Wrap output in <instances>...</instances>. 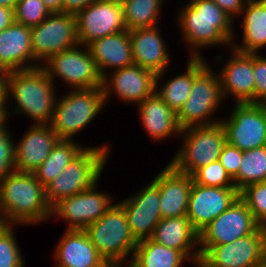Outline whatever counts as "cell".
Wrapping results in <instances>:
<instances>
[{
    "label": "cell",
    "mask_w": 266,
    "mask_h": 267,
    "mask_svg": "<svg viewBox=\"0 0 266 267\" xmlns=\"http://www.w3.org/2000/svg\"><path fill=\"white\" fill-rule=\"evenodd\" d=\"M176 21L190 58H205L201 51L208 47L230 48L233 39L239 38L234 20L212 0H189Z\"/></svg>",
    "instance_id": "1"
},
{
    "label": "cell",
    "mask_w": 266,
    "mask_h": 267,
    "mask_svg": "<svg viewBox=\"0 0 266 267\" xmlns=\"http://www.w3.org/2000/svg\"><path fill=\"white\" fill-rule=\"evenodd\" d=\"M55 87V83L42 66L8 72L9 118L12 114L15 117L26 115L32 120L30 124H50L58 98ZM13 101L16 106H11Z\"/></svg>",
    "instance_id": "2"
},
{
    "label": "cell",
    "mask_w": 266,
    "mask_h": 267,
    "mask_svg": "<svg viewBox=\"0 0 266 267\" xmlns=\"http://www.w3.org/2000/svg\"><path fill=\"white\" fill-rule=\"evenodd\" d=\"M0 214L4 224L27 227L51 220L45 187L34 173L14 171L0 182Z\"/></svg>",
    "instance_id": "3"
},
{
    "label": "cell",
    "mask_w": 266,
    "mask_h": 267,
    "mask_svg": "<svg viewBox=\"0 0 266 267\" xmlns=\"http://www.w3.org/2000/svg\"><path fill=\"white\" fill-rule=\"evenodd\" d=\"M213 70L215 69L210 67L206 58H193L191 93L177 113V122L181 130L194 126L213 125L221 121L215 114L222 109L219 107L225 100L222 96L218 71Z\"/></svg>",
    "instance_id": "4"
},
{
    "label": "cell",
    "mask_w": 266,
    "mask_h": 267,
    "mask_svg": "<svg viewBox=\"0 0 266 267\" xmlns=\"http://www.w3.org/2000/svg\"><path fill=\"white\" fill-rule=\"evenodd\" d=\"M112 148L104 143L87 146L45 187L46 202L52 208L60 200L90 189L100 181Z\"/></svg>",
    "instance_id": "5"
},
{
    "label": "cell",
    "mask_w": 266,
    "mask_h": 267,
    "mask_svg": "<svg viewBox=\"0 0 266 267\" xmlns=\"http://www.w3.org/2000/svg\"><path fill=\"white\" fill-rule=\"evenodd\" d=\"M84 231L110 266H125L127 261L130 264L138 242L131 234L125 210L118 201Z\"/></svg>",
    "instance_id": "6"
},
{
    "label": "cell",
    "mask_w": 266,
    "mask_h": 267,
    "mask_svg": "<svg viewBox=\"0 0 266 267\" xmlns=\"http://www.w3.org/2000/svg\"><path fill=\"white\" fill-rule=\"evenodd\" d=\"M105 105L102 87L70 89L57 98L50 126L60 140H74L96 120Z\"/></svg>",
    "instance_id": "7"
},
{
    "label": "cell",
    "mask_w": 266,
    "mask_h": 267,
    "mask_svg": "<svg viewBox=\"0 0 266 267\" xmlns=\"http://www.w3.org/2000/svg\"><path fill=\"white\" fill-rule=\"evenodd\" d=\"M181 146L169 164L178 172L192 175L197 169L216 160L227 143L226 131L221 123L182 129Z\"/></svg>",
    "instance_id": "8"
},
{
    "label": "cell",
    "mask_w": 266,
    "mask_h": 267,
    "mask_svg": "<svg viewBox=\"0 0 266 267\" xmlns=\"http://www.w3.org/2000/svg\"><path fill=\"white\" fill-rule=\"evenodd\" d=\"M41 66L55 84L62 82L65 84L62 86L68 85L69 89H92L103 85V77L85 45L78 44L57 53Z\"/></svg>",
    "instance_id": "9"
},
{
    "label": "cell",
    "mask_w": 266,
    "mask_h": 267,
    "mask_svg": "<svg viewBox=\"0 0 266 267\" xmlns=\"http://www.w3.org/2000/svg\"><path fill=\"white\" fill-rule=\"evenodd\" d=\"M78 44L75 13L53 12L39 25L31 27L33 57L40 66L51 56Z\"/></svg>",
    "instance_id": "10"
},
{
    "label": "cell",
    "mask_w": 266,
    "mask_h": 267,
    "mask_svg": "<svg viewBox=\"0 0 266 267\" xmlns=\"http://www.w3.org/2000/svg\"><path fill=\"white\" fill-rule=\"evenodd\" d=\"M230 115L221 117L227 142L242 151L266 145V104L235 103Z\"/></svg>",
    "instance_id": "11"
},
{
    "label": "cell",
    "mask_w": 266,
    "mask_h": 267,
    "mask_svg": "<svg viewBox=\"0 0 266 267\" xmlns=\"http://www.w3.org/2000/svg\"><path fill=\"white\" fill-rule=\"evenodd\" d=\"M100 182L90 189L64 198L51 208V220L60 218L68 224L65 230H85L96 222L112 205L109 192L99 191Z\"/></svg>",
    "instance_id": "12"
},
{
    "label": "cell",
    "mask_w": 266,
    "mask_h": 267,
    "mask_svg": "<svg viewBox=\"0 0 266 267\" xmlns=\"http://www.w3.org/2000/svg\"><path fill=\"white\" fill-rule=\"evenodd\" d=\"M260 226L239 197L199 232V254L202 255L210 246L231 243L252 234Z\"/></svg>",
    "instance_id": "13"
},
{
    "label": "cell",
    "mask_w": 266,
    "mask_h": 267,
    "mask_svg": "<svg viewBox=\"0 0 266 267\" xmlns=\"http://www.w3.org/2000/svg\"><path fill=\"white\" fill-rule=\"evenodd\" d=\"M79 44L127 30L121 0H96L75 13Z\"/></svg>",
    "instance_id": "14"
},
{
    "label": "cell",
    "mask_w": 266,
    "mask_h": 267,
    "mask_svg": "<svg viewBox=\"0 0 266 267\" xmlns=\"http://www.w3.org/2000/svg\"><path fill=\"white\" fill-rule=\"evenodd\" d=\"M102 88L106 104L114 94L120 101L137 107L155 93L156 74L133 63L106 74Z\"/></svg>",
    "instance_id": "15"
},
{
    "label": "cell",
    "mask_w": 266,
    "mask_h": 267,
    "mask_svg": "<svg viewBox=\"0 0 266 267\" xmlns=\"http://www.w3.org/2000/svg\"><path fill=\"white\" fill-rule=\"evenodd\" d=\"M266 252V227L237 240L210 246L202 255L219 267H262Z\"/></svg>",
    "instance_id": "16"
},
{
    "label": "cell",
    "mask_w": 266,
    "mask_h": 267,
    "mask_svg": "<svg viewBox=\"0 0 266 267\" xmlns=\"http://www.w3.org/2000/svg\"><path fill=\"white\" fill-rule=\"evenodd\" d=\"M229 51L227 60H224V54L215 58L216 62L225 63L218 72L223 99L227 101L231 96L234 103H255L253 53L239 52L232 47Z\"/></svg>",
    "instance_id": "17"
},
{
    "label": "cell",
    "mask_w": 266,
    "mask_h": 267,
    "mask_svg": "<svg viewBox=\"0 0 266 267\" xmlns=\"http://www.w3.org/2000/svg\"><path fill=\"white\" fill-rule=\"evenodd\" d=\"M119 203L125 210L134 239L139 242L150 238L162 219L158 186L151 180L134 195L119 200Z\"/></svg>",
    "instance_id": "18"
},
{
    "label": "cell",
    "mask_w": 266,
    "mask_h": 267,
    "mask_svg": "<svg viewBox=\"0 0 266 267\" xmlns=\"http://www.w3.org/2000/svg\"><path fill=\"white\" fill-rule=\"evenodd\" d=\"M238 198L239 190L236 187L203 186L193 182L186 216L200 232Z\"/></svg>",
    "instance_id": "19"
},
{
    "label": "cell",
    "mask_w": 266,
    "mask_h": 267,
    "mask_svg": "<svg viewBox=\"0 0 266 267\" xmlns=\"http://www.w3.org/2000/svg\"><path fill=\"white\" fill-rule=\"evenodd\" d=\"M19 142H14L16 172L34 173L60 140L50 124H31Z\"/></svg>",
    "instance_id": "20"
},
{
    "label": "cell",
    "mask_w": 266,
    "mask_h": 267,
    "mask_svg": "<svg viewBox=\"0 0 266 267\" xmlns=\"http://www.w3.org/2000/svg\"><path fill=\"white\" fill-rule=\"evenodd\" d=\"M152 181L159 188L162 219L186 216L192 176L176 171L168 163Z\"/></svg>",
    "instance_id": "21"
},
{
    "label": "cell",
    "mask_w": 266,
    "mask_h": 267,
    "mask_svg": "<svg viewBox=\"0 0 266 267\" xmlns=\"http://www.w3.org/2000/svg\"><path fill=\"white\" fill-rule=\"evenodd\" d=\"M133 62L156 75L168 71L171 51L159 25L129 31Z\"/></svg>",
    "instance_id": "22"
},
{
    "label": "cell",
    "mask_w": 266,
    "mask_h": 267,
    "mask_svg": "<svg viewBox=\"0 0 266 267\" xmlns=\"http://www.w3.org/2000/svg\"><path fill=\"white\" fill-rule=\"evenodd\" d=\"M53 248L54 267H110L84 230H65Z\"/></svg>",
    "instance_id": "23"
},
{
    "label": "cell",
    "mask_w": 266,
    "mask_h": 267,
    "mask_svg": "<svg viewBox=\"0 0 266 267\" xmlns=\"http://www.w3.org/2000/svg\"><path fill=\"white\" fill-rule=\"evenodd\" d=\"M31 47V27L13 22L0 31V70L5 72L40 66Z\"/></svg>",
    "instance_id": "24"
},
{
    "label": "cell",
    "mask_w": 266,
    "mask_h": 267,
    "mask_svg": "<svg viewBox=\"0 0 266 267\" xmlns=\"http://www.w3.org/2000/svg\"><path fill=\"white\" fill-rule=\"evenodd\" d=\"M151 240L180 251L193 263L199 254V232L187 216L163 218L156 225Z\"/></svg>",
    "instance_id": "25"
},
{
    "label": "cell",
    "mask_w": 266,
    "mask_h": 267,
    "mask_svg": "<svg viewBox=\"0 0 266 267\" xmlns=\"http://www.w3.org/2000/svg\"><path fill=\"white\" fill-rule=\"evenodd\" d=\"M139 121L153 142H162L172 137L179 139L181 129L177 114L157 95L144 99L138 105ZM177 135V136H175ZM171 137V138H170Z\"/></svg>",
    "instance_id": "26"
},
{
    "label": "cell",
    "mask_w": 266,
    "mask_h": 267,
    "mask_svg": "<svg viewBox=\"0 0 266 267\" xmlns=\"http://www.w3.org/2000/svg\"><path fill=\"white\" fill-rule=\"evenodd\" d=\"M87 47L102 77L134 63L128 30L96 39Z\"/></svg>",
    "instance_id": "27"
},
{
    "label": "cell",
    "mask_w": 266,
    "mask_h": 267,
    "mask_svg": "<svg viewBox=\"0 0 266 267\" xmlns=\"http://www.w3.org/2000/svg\"><path fill=\"white\" fill-rule=\"evenodd\" d=\"M238 18L242 20L241 41L238 44L233 39L231 47L243 53H260V50H265L266 0H247Z\"/></svg>",
    "instance_id": "28"
},
{
    "label": "cell",
    "mask_w": 266,
    "mask_h": 267,
    "mask_svg": "<svg viewBox=\"0 0 266 267\" xmlns=\"http://www.w3.org/2000/svg\"><path fill=\"white\" fill-rule=\"evenodd\" d=\"M190 262L180 251L156 243L150 238L137 243L129 267H183Z\"/></svg>",
    "instance_id": "29"
},
{
    "label": "cell",
    "mask_w": 266,
    "mask_h": 267,
    "mask_svg": "<svg viewBox=\"0 0 266 267\" xmlns=\"http://www.w3.org/2000/svg\"><path fill=\"white\" fill-rule=\"evenodd\" d=\"M187 61L186 70L166 82L163 80L169 72L163 71L156 75L155 92L176 114L189 98L193 84V58L188 57Z\"/></svg>",
    "instance_id": "30"
},
{
    "label": "cell",
    "mask_w": 266,
    "mask_h": 267,
    "mask_svg": "<svg viewBox=\"0 0 266 267\" xmlns=\"http://www.w3.org/2000/svg\"><path fill=\"white\" fill-rule=\"evenodd\" d=\"M86 147L85 145H79L78 140L75 141V138L74 140H59L50 155L34 172L37 180L46 187Z\"/></svg>",
    "instance_id": "31"
},
{
    "label": "cell",
    "mask_w": 266,
    "mask_h": 267,
    "mask_svg": "<svg viewBox=\"0 0 266 267\" xmlns=\"http://www.w3.org/2000/svg\"><path fill=\"white\" fill-rule=\"evenodd\" d=\"M128 31L160 25L165 0H121Z\"/></svg>",
    "instance_id": "32"
},
{
    "label": "cell",
    "mask_w": 266,
    "mask_h": 267,
    "mask_svg": "<svg viewBox=\"0 0 266 267\" xmlns=\"http://www.w3.org/2000/svg\"><path fill=\"white\" fill-rule=\"evenodd\" d=\"M266 180V145L243 151L238 175L233 179L240 191L245 186Z\"/></svg>",
    "instance_id": "33"
},
{
    "label": "cell",
    "mask_w": 266,
    "mask_h": 267,
    "mask_svg": "<svg viewBox=\"0 0 266 267\" xmlns=\"http://www.w3.org/2000/svg\"><path fill=\"white\" fill-rule=\"evenodd\" d=\"M19 225L4 224L0 228V267H24L25 257L22 254L15 228Z\"/></svg>",
    "instance_id": "34"
},
{
    "label": "cell",
    "mask_w": 266,
    "mask_h": 267,
    "mask_svg": "<svg viewBox=\"0 0 266 267\" xmlns=\"http://www.w3.org/2000/svg\"><path fill=\"white\" fill-rule=\"evenodd\" d=\"M239 197L245 202L255 220L266 227V180L245 186L239 191Z\"/></svg>",
    "instance_id": "35"
},
{
    "label": "cell",
    "mask_w": 266,
    "mask_h": 267,
    "mask_svg": "<svg viewBox=\"0 0 266 267\" xmlns=\"http://www.w3.org/2000/svg\"><path fill=\"white\" fill-rule=\"evenodd\" d=\"M51 12L42 0H19L14 8V20L28 27L39 25Z\"/></svg>",
    "instance_id": "36"
},
{
    "label": "cell",
    "mask_w": 266,
    "mask_h": 267,
    "mask_svg": "<svg viewBox=\"0 0 266 267\" xmlns=\"http://www.w3.org/2000/svg\"><path fill=\"white\" fill-rule=\"evenodd\" d=\"M191 176L193 182L198 185L235 187L233 180L219 160L197 169Z\"/></svg>",
    "instance_id": "37"
},
{
    "label": "cell",
    "mask_w": 266,
    "mask_h": 267,
    "mask_svg": "<svg viewBox=\"0 0 266 267\" xmlns=\"http://www.w3.org/2000/svg\"><path fill=\"white\" fill-rule=\"evenodd\" d=\"M9 126L0 128V182L12 172L14 167V138Z\"/></svg>",
    "instance_id": "38"
},
{
    "label": "cell",
    "mask_w": 266,
    "mask_h": 267,
    "mask_svg": "<svg viewBox=\"0 0 266 267\" xmlns=\"http://www.w3.org/2000/svg\"><path fill=\"white\" fill-rule=\"evenodd\" d=\"M253 74L255 80V103L266 104V56L253 53Z\"/></svg>",
    "instance_id": "39"
},
{
    "label": "cell",
    "mask_w": 266,
    "mask_h": 267,
    "mask_svg": "<svg viewBox=\"0 0 266 267\" xmlns=\"http://www.w3.org/2000/svg\"><path fill=\"white\" fill-rule=\"evenodd\" d=\"M242 156L243 151L228 142L224 145L219 156L220 163L224 166L232 180L238 175Z\"/></svg>",
    "instance_id": "40"
},
{
    "label": "cell",
    "mask_w": 266,
    "mask_h": 267,
    "mask_svg": "<svg viewBox=\"0 0 266 267\" xmlns=\"http://www.w3.org/2000/svg\"><path fill=\"white\" fill-rule=\"evenodd\" d=\"M233 20L238 19L247 0H212ZM236 17V18H235Z\"/></svg>",
    "instance_id": "41"
},
{
    "label": "cell",
    "mask_w": 266,
    "mask_h": 267,
    "mask_svg": "<svg viewBox=\"0 0 266 267\" xmlns=\"http://www.w3.org/2000/svg\"><path fill=\"white\" fill-rule=\"evenodd\" d=\"M96 0H63V12L76 13Z\"/></svg>",
    "instance_id": "42"
},
{
    "label": "cell",
    "mask_w": 266,
    "mask_h": 267,
    "mask_svg": "<svg viewBox=\"0 0 266 267\" xmlns=\"http://www.w3.org/2000/svg\"><path fill=\"white\" fill-rule=\"evenodd\" d=\"M14 21V9L0 6V31L9 27Z\"/></svg>",
    "instance_id": "43"
},
{
    "label": "cell",
    "mask_w": 266,
    "mask_h": 267,
    "mask_svg": "<svg viewBox=\"0 0 266 267\" xmlns=\"http://www.w3.org/2000/svg\"><path fill=\"white\" fill-rule=\"evenodd\" d=\"M8 72L0 70V103H7Z\"/></svg>",
    "instance_id": "44"
},
{
    "label": "cell",
    "mask_w": 266,
    "mask_h": 267,
    "mask_svg": "<svg viewBox=\"0 0 266 267\" xmlns=\"http://www.w3.org/2000/svg\"><path fill=\"white\" fill-rule=\"evenodd\" d=\"M51 13L63 12V0H42Z\"/></svg>",
    "instance_id": "45"
},
{
    "label": "cell",
    "mask_w": 266,
    "mask_h": 267,
    "mask_svg": "<svg viewBox=\"0 0 266 267\" xmlns=\"http://www.w3.org/2000/svg\"><path fill=\"white\" fill-rule=\"evenodd\" d=\"M9 114L7 110V103H0V128L6 126L9 120Z\"/></svg>",
    "instance_id": "46"
},
{
    "label": "cell",
    "mask_w": 266,
    "mask_h": 267,
    "mask_svg": "<svg viewBox=\"0 0 266 267\" xmlns=\"http://www.w3.org/2000/svg\"><path fill=\"white\" fill-rule=\"evenodd\" d=\"M192 264L196 267H219L212 265L203 255H199Z\"/></svg>",
    "instance_id": "47"
},
{
    "label": "cell",
    "mask_w": 266,
    "mask_h": 267,
    "mask_svg": "<svg viewBox=\"0 0 266 267\" xmlns=\"http://www.w3.org/2000/svg\"><path fill=\"white\" fill-rule=\"evenodd\" d=\"M19 0H0V6L14 9Z\"/></svg>",
    "instance_id": "48"
},
{
    "label": "cell",
    "mask_w": 266,
    "mask_h": 267,
    "mask_svg": "<svg viewBox=\"0 0 266 267\" xmlns=\"http://www.w3.org/2000/svg\"><path fill=\"white\" fill-rule=\"evenodd\" d=\"M262 267H266V252H265V255H264V260H263V265Z\"/></svg>",
    "instance_id": "49"
},
{
    "label": "cell",
    "mask_w": 266,
    "mask_h": 267,
    "mask_svg": "<svg viewBox=\"0 0 266 267\" xmlns=\"http://www.w3.org/2000/svg\"><path fill=\"white\" fill-rule=\"evenodd\" d=\"M4 225V222H3V219L1 217V214H0V228Z\"/></svg>",
    "instance_id": "50"
},
{
    "label": "cell",
    "mask_w": 266,
    "mask_h": 267,
    "mask_svg": "<svg viewBox=\"0 0 266 267\" xmlns=\"http://www.w3.org/2000/svg\"><path fill=\"white\" fill-rule=\"evenodd\" d=\"M110 267H125V266L117 265V266H110ZM126 267H129V266L126 265Z\"/></svg>",
    "instance_id": "51"
}]
</instances>
